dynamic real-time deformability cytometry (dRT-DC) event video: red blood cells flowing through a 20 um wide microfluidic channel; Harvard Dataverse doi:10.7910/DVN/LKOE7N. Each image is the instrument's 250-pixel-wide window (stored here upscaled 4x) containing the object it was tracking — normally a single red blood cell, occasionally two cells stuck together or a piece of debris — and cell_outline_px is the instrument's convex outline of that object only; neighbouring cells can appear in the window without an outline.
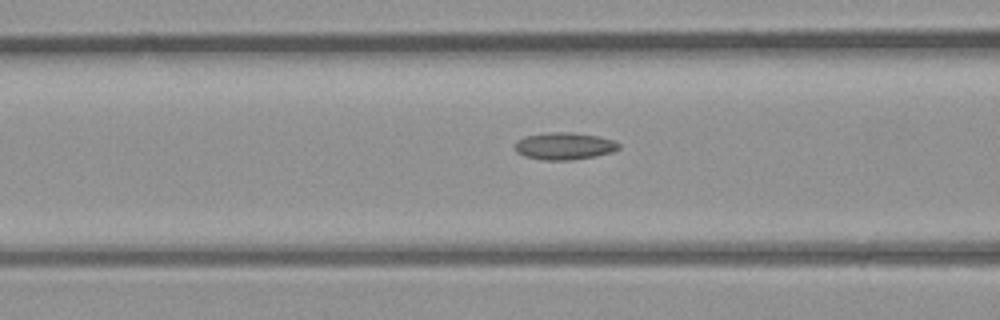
{"species": "common noctule bat (a hibernating species)", "species_latin": "Nyctalus noctula", "temperature_condition": "room temperature", "stored_images_in_passage": 14, "camera_frame_rate_fps": 3000, "um_per_image_px": 0.085, "animal": {"sex": "male", "body_mass_g": 23.1, "forearm_length_mm": 52.7}, "frame": {"image": 1, "passage_image": 10, "time_ms": 3.0, "image_size_px": [1000, 320], "cell_outline_px": [[620, 148], [612, 152], [596, 156], [572, 160], [544, 160], [524, 156], [516, 152], [516, 140], [524, 136], [552, 132], [572, 132], [600, 136], [612, 140], [620, 144]], "centroid_in_image_um": [47.98, 12.41], "position_along_channel_um": 118.6, "area_um2": 16.53}}